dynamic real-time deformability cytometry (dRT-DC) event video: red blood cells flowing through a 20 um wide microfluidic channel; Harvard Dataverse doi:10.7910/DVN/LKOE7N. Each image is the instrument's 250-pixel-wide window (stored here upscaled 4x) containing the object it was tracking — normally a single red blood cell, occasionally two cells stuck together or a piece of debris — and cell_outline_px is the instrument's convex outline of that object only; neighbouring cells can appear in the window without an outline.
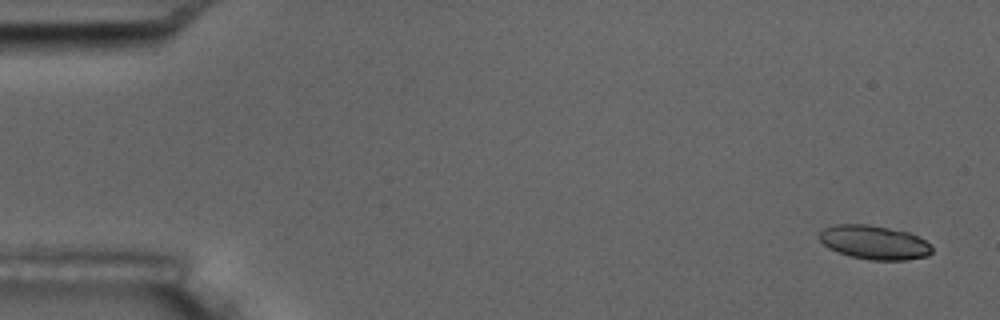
{"species": "common noctule bat (a hibernating species)", "species_latin": "Nyctalus noctula", "temperature_condition": "room temperature", "stored_images_in_passage": 6, "camera_frame_rate_fps": 3000, "um_per_image_px": 0.085, "animal": {"sex": "male", "body_mass_g": 17.5, "forearm_length_mm": 52.3}, "frame": {"image": 1, "passage_image": 1, "time_ms": 0.0, "image_size_px": [1000, 320], "cell_outline_px": [[932, 252], [928, 256], [904, 260], [868, 260], [852, 256], [828, 248], [816, 236], [824, 228], [836, 224], [868, 224], [908, 232], [924, 240], [932, 248]], "centroid_in_image_um": [74.28, 20.6], "position_along_channel_um": 10.7, "area_um2": 22.14}}
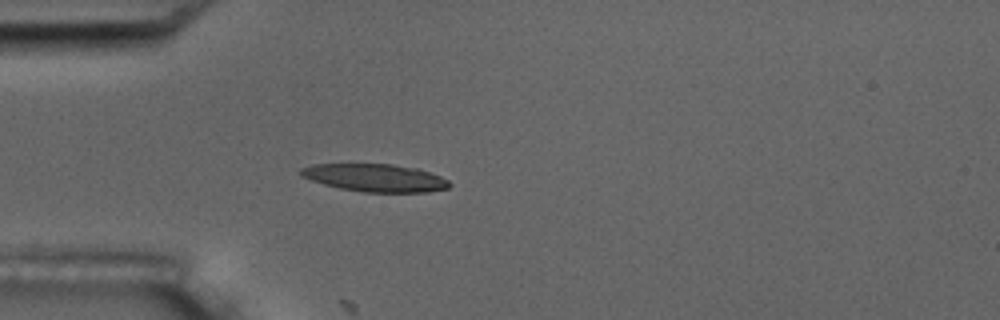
{"frame": {"image": 2, "passage_image": 5, "time_ms": 4.667, "image_size_px": [1000, 320], "cell_outline_px": [[452, 184], [448, 188], [428, 192], [364, 192], [340, 188], [324, 184], [300, 176], [300, 168], [312, 164], [392, 164], [416, 168], [440, 176], [448, 180]], "centroid_in_image_um": [31.88, 15.11], "position_along_channel_um": 53.1, "area_um2": 23.93}}